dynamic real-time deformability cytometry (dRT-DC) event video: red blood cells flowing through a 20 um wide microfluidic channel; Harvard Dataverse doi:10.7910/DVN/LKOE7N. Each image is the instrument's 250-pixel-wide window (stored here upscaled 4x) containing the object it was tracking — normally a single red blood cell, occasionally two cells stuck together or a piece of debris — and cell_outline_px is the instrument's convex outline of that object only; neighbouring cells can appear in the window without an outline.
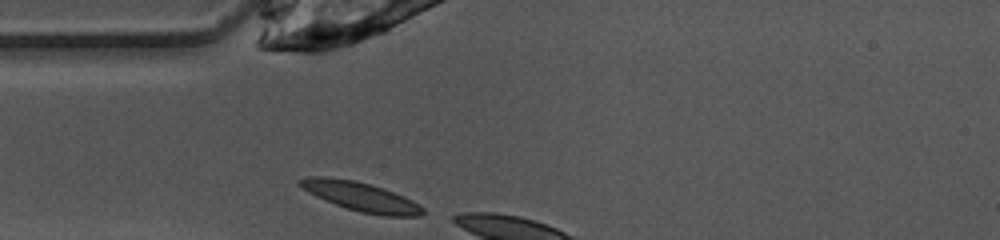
{"species": "common noctule bat (a hibernating species)", "species_latin": "Nyctalus noctula", "temperature_condition": "warm", "stored_images_in_passage": 3, "camera_frame_rate_fps": 3000, "um_per_image_px": 0.085, "animal": {"sex": "female", "body_mass_g": 10.0, "forearm_length_mm": 53.1}, "frame": {"image": 1, "passage_image": 1, "time_ms": 0.0, "image_size_px": [1000, 240], "cell_outline_px": [[424, 212], [420, 216], [384, 216], [360, 212], [324, 200], [308, 192], [296, 184], [296, 180], [312, 176], [328, 176], [356, 180], [404, 196], [420, 204], [424, 208]], "centroid_in_image_um": [30.63, 16.7], "position_along_channel_um": 54.4, "area_um2": 20.81}}